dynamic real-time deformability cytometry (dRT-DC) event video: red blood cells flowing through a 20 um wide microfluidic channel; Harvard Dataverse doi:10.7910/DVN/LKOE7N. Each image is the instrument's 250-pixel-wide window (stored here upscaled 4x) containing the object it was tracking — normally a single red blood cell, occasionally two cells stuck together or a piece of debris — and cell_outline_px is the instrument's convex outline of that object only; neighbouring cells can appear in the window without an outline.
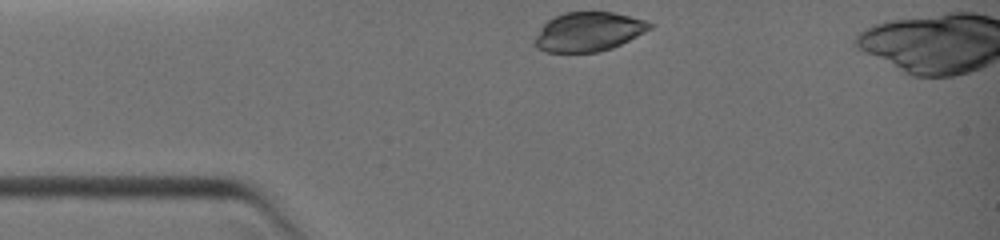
{"species": "common noctule bat (a hibernating species)", "species_latin": "Nyctalus noctula", "temperature_condition": "warm", "stored_images_in_passage": 3, "camera_frame_rate_fps": 3000, "um_per_image_px": 0.085, "animal": {"sex": "female", "body_mass_g": 19.0, "forearm_length_mm": 51.5}, "frame": {"image": 1, "passage_image": 1, "time_ms": 0.0, "image_size_px": [1000, 240], "cell_outline_px": [[652, 28], [612, 48], [596, 52], [544, 52], [536, 48], [536, 36], [540, 28], [548, 20], [564, 12], [612, 12], [644, 20], [652, 24]], "centroid_in_image_um": [49.99, 2.7], "position_along_channel_um": 35.0, "area_um2": 25.89}}